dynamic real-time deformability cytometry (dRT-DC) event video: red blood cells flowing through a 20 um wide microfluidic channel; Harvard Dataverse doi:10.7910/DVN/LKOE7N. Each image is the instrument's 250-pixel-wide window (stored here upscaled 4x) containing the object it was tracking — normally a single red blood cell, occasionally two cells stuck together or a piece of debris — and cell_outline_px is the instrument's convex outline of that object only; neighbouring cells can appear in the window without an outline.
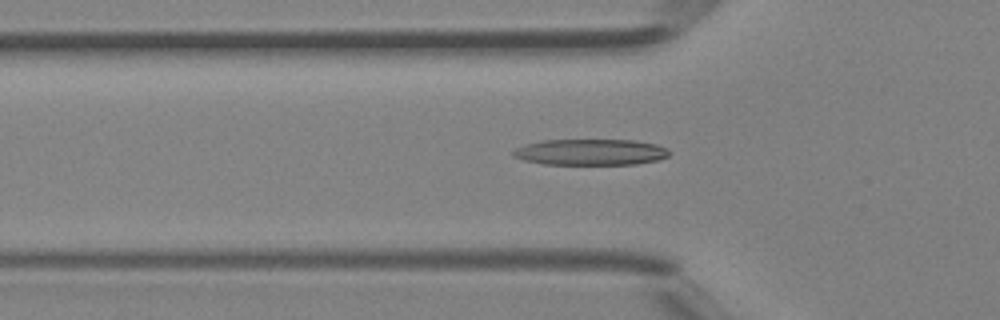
{"species": "Egyptian fruit bat (a non-hibernating species)", "species_latin": "Rousettus aegyptiacus", "temperature_condition": "room temperature", "stored_images_in_passage": 40, "camera_frame_rate_fps": 3000, "um_per_image_px": 0.085, "animal": {"sex": "female"}, "frame": {"image": 1, "passage_image": 12, "time_ms": 3.667, "image_size_px": [1000, 320], "cell_outline_px": [[672, 152], [668, 156], [656, 160], [636, 164], [544, 164], [524, 160], [512, 156], [512, 152], [516, 148], [524, 144], [544, 140], [632, 140], [656, 144], [668, 148]], "centroid_in_image_um": [50.2, 12.92], "position_along_channel_um": 75.6, "area_um2": 23.76}}
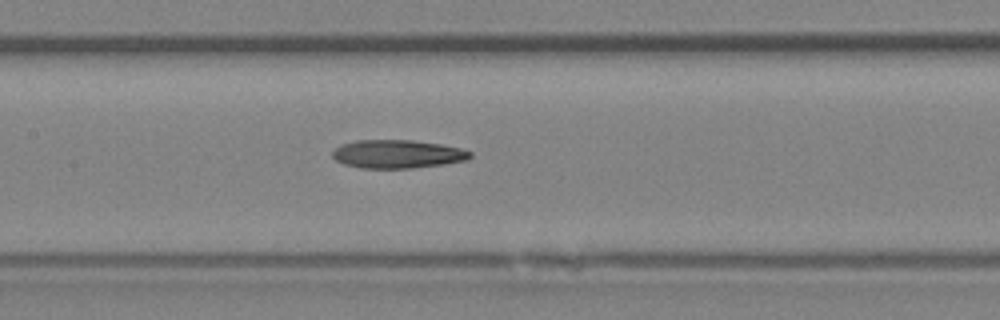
{"frame": {"image": 2, "passage_image": 18, "time_ms": 5.667, "image_size_px": [1000, 320], "cell_outline_px": [[472, 156], [468, 160], [444, 164], [412, 168], [360, 168], [344, 164], [336, 160], [332, 156], [332, 152], [340, 144], [356, 140], [412, 140], [440, 144], [460, 148], [472, 152]], "centroid_in_image_um": [33.78, 13.09], "position_along_channel_um": 173.6, "area_um2": 22.83}}
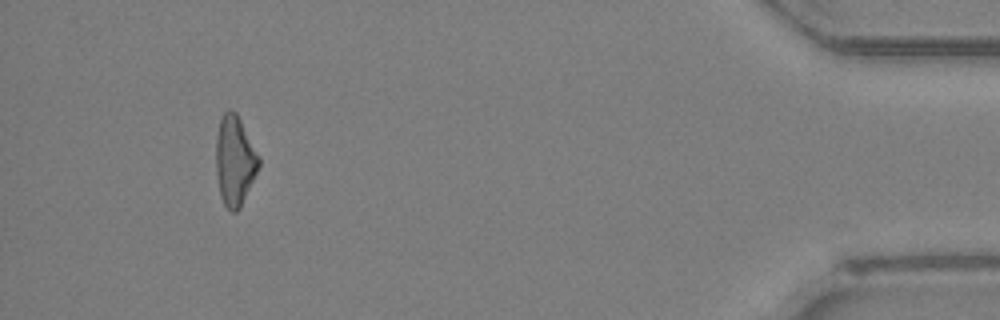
{"frame": {"image": 3, "passage_image": 37, "time_ms": 12.0, "image_size_px": [1000, 320], "cell_outline_px": [[260, 164], [240, 208], [236, 212], [232, 212], [224, 204], [220, 196], [216, 172], [216, 136], [220, 116], [228, 108], [232, 108], [236, 112], [260, 156]], "centroid_in_image_um": [19.94, 13.61], "position_along_channel_um": 415.3, "area_um2": 22.54}}